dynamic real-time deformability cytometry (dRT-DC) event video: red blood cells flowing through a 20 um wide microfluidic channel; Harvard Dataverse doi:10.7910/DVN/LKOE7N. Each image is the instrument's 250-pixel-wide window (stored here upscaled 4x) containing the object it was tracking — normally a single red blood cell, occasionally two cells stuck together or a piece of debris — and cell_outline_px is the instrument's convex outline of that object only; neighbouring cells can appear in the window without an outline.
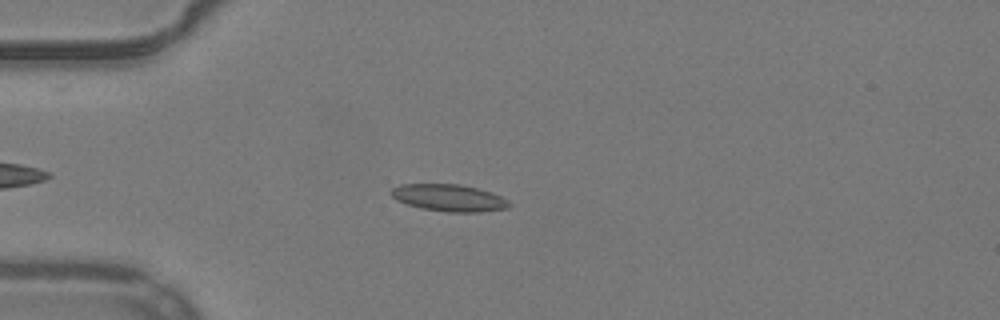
{"species": "common noctule bat (a hibernating species)", "species_latin": "Nyctalus noctula", "temperature_condition": "warm", "stored_images_in_passage": 43, "camera_frame_rate_fps": 3000, "um_per_image_px": 0.085, "animal": {"sex": "male", "body_mass_g": 19.2, "forearm_length_mm": 51.8}, "frame": {"image": 1, "passage_image": 8, "time_ms": 2.333, "image_size_px": [1000, 320], "cell_outline_px": [[512, 204], [508, 208], [480, 212], [448, 212], [420, 208], [396, 200], [388, 192], [392, 188], [400, 184], [460, 184], [492, 192], [508, 200]], "centroid_in_image_um": [38.16, 16.81], "position_along_channel_um": 46.8, "area_um2": 18.67}}
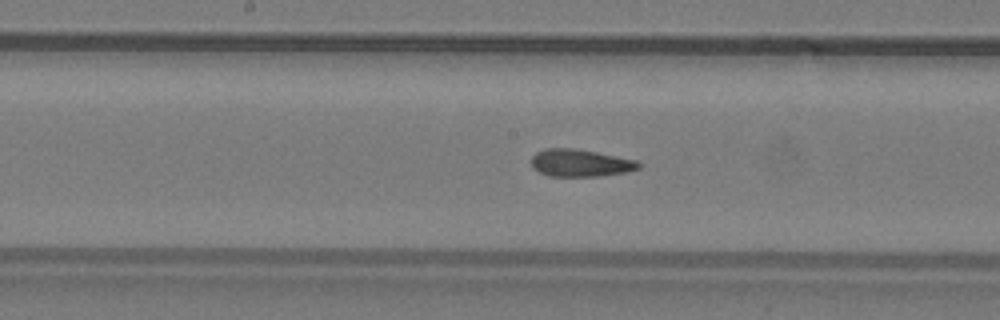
{"frame": {"image": 2, "passage_image": 21, "time_ms": 6.667, "image_size_px": [1000, 320], "cell_outline_px": [[640, 168], [628, 172], [596, 176], [548, 176], [532, 168], [532, 156], [536, 152], [544, 148], [572, 148], [596, 152], [636, 160], [640, 164]], "centroid_in_image_um": [49.3, 13.85], "position_along_channel_um": 198.9, "area_um2": 17.05}}
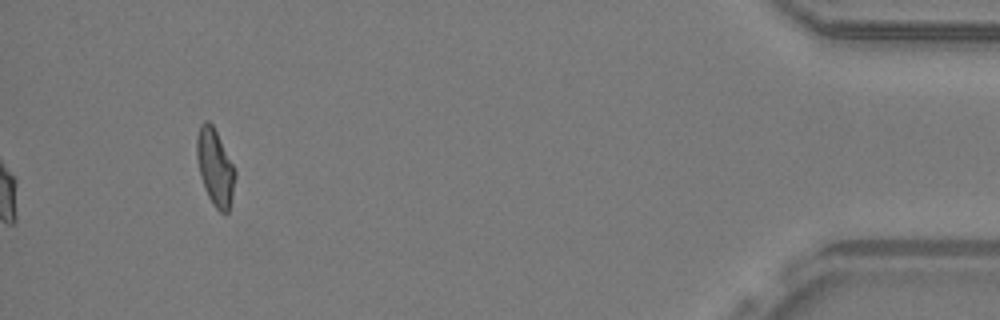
{"frame": {"image": 3, "passage_image": 43, "time_ms": 14.0, "image_size_px": [1000, 320], "cell_outline_px": [[236, 176], [232, 196], [228, 212], [220, 212], [212, 204], [208, 196], [200, 176], [196, 156], [196, 136], [200, 124], [204, 120], [208, 120], [212, 124], [236, 172]], "centroid_in_image_um": [18.26, 14.21], "position_along_channel_um": 416.9, "area_um2": 16.94}, "authors_computed_cell_mechanics": {"area_um2": 17.5134, "velocity_mm_per_s": 3.9348, "shape_relaxation_time_tau1_ms": null, "shape_relaxation_time_tau2_ms": 1.8354, "deformation_change_tau1": null, "deformation_change_tau2": 0.088}}